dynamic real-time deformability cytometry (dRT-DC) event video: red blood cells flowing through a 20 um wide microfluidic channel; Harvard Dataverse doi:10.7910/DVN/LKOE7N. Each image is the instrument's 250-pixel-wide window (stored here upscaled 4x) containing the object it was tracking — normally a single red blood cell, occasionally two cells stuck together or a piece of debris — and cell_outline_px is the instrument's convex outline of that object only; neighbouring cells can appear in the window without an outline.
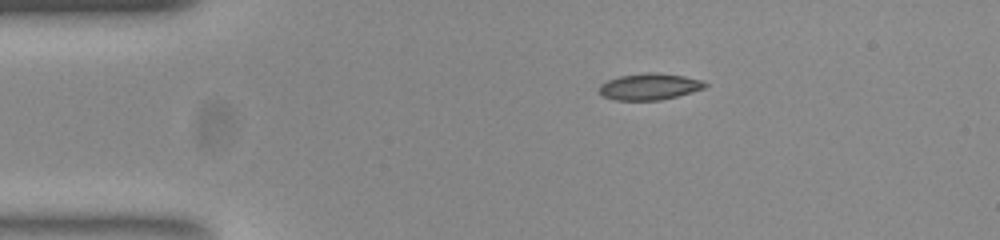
{"species": "common noctule bat (a hibernating species)", "species_latin": "Nyctalus noctula", "temperature_condition": "room temperature", "stored_images_in_passage": 45, "camera_frame_rate_fps": 3000, "um_per_image_px": 0.085, "animal": {"sex": "female", "body_mass_g": 23.0, "forearm_length_mm": 53.4}, "frame": {"image": 1, "passage_image": 1, "time_ms": 0.0, "image_size_px": [1000, 240], "cell_outline_px": [[708, 84], [704, 88], [692, 92], [660, 100], [616, 100], [604, 96], [600, 92], [600, 84], [608, 80], [620, 76], [648, 72], [684, 76], [704, 80]], "centroid_in_image_um": [55.23, 7.36], "position_along_channel_um": 29.8, "area_um2": 16.13}}
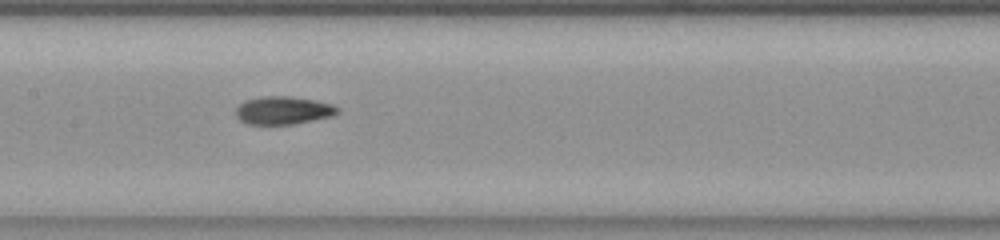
{"frame": {"image": 2, "passage_image": 17, "time_ms": 5.333, "image_size_px": [1000, 240], "cell_outline_px": [[340, 112], [332, 116], [292, 124], [248, 124], [240, 120], [236, 116], [236, 108], [244, 100], [264, 96], [292, 96], [316, 100], [332, 104], [340, 108]], "centroid_in_image_um": [24.09, 9.37], "position_along_channel_um": 183.3, "area_um2": 16.65}}
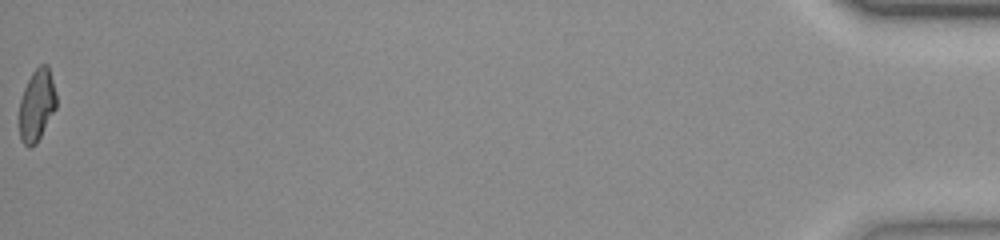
{"frame": {"image": 3, "passage_image": 45, "time_ms": 14.667, "image_size_px": [1000, 240], "cell_outline_px": [[56, 108], [36, 144], [32, 148], [28, 148], [20, 140], [20, 100], [24, 88], [32, 72], [40, 64], [48, 64], [56, 92]], "centroid_in_image_um": [3.13, 8.94], "position_along_channel_um": 432.1, "area_um2": 15.55}, "authors_computed_cell_mechanics": {"area_um2": 16.473, "velocity_mm_per_s": 3.8039, "shape_relaxation_time_tau1_ms": null, "shape_relaxation_time_tau2_ms": 1.9114, "deformation_change_tau1": null, "deformation_change_tau2": 0.0675}}